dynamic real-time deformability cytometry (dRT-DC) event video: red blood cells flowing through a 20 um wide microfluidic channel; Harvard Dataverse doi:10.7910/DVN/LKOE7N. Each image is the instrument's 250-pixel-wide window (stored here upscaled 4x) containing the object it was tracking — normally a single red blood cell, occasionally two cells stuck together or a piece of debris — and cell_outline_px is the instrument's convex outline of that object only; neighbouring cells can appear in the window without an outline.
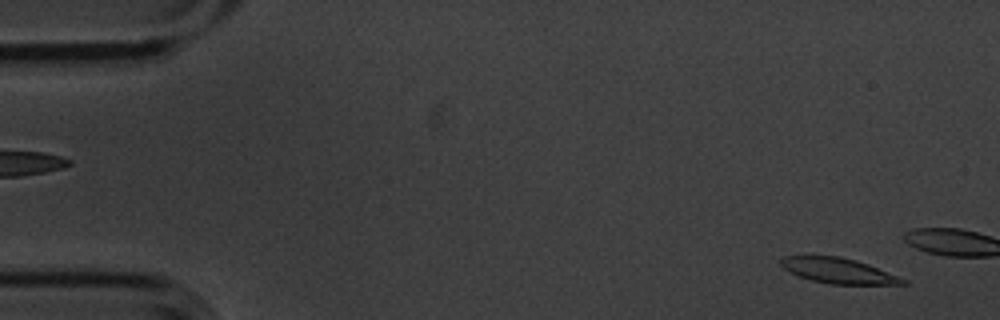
{"species": "common noctule bat (a hibernating species)", "species_latin": "Nyctalus noctula", "temperature_condition": "cold", "stored_images_in_passage": 2, "camera_frame_rate_fps": 3000, "um_per_image_px": 0.085, "animal": {"sex": "male", "body_mass_g": 20.1, "forearm_length_mm": 53.5}, "frame": {"image": 1, "passage_image": 2, "time_ms": 0.333, "image_size_px": [1000, 320], "cell_outline_px": [[908, 284], [828, 284], [812, 280], [800, 276], [784, 268], [780, 264], [780, 260], [784, 256], [840, 256], [856, 260], [868, 264], [908, 280]], "centroid_in_image_um": [71.29, 23.01], "position_along_channel_um": 13.7, "area_um2": 17.8}}